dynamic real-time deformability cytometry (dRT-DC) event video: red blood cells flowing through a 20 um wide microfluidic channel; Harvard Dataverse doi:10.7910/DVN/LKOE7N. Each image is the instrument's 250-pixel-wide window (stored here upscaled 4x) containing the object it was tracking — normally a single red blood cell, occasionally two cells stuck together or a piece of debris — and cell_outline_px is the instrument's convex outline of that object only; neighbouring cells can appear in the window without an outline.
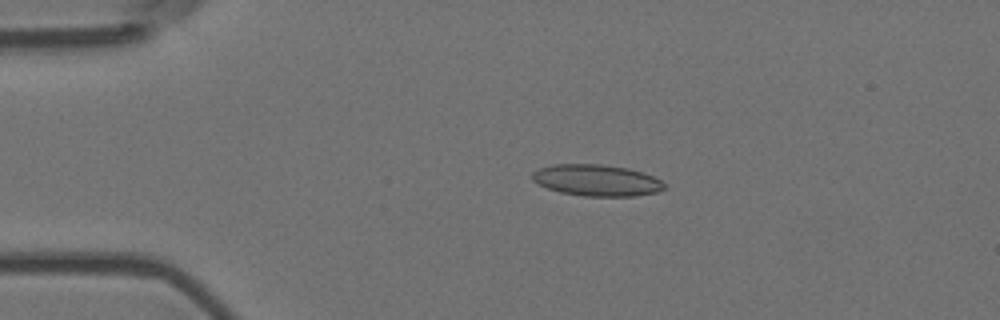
{"species": "Egyptian fruit bat (a non-hibernating species)", "species_latin": "Rousettus aegyptiacus", "temperature_condition": "room temperature", "stored_images_in_passage": 6, "camera_frame_rate_fps": 3000, "um_per_image_px": 0.085, "animal": {"sex": "female"}, "frame": {"image": 1, "passage_image": 4, "time_ms": 1.0, "image_size_px": [1000, 320], "cell_outline_px": [[668, 188], [656, 192], [632, 196], [584, 196], [560, 192], [548, 188], [532, 180], [532, 172], [540, 168], [552, 164], [600, 164], [628, 168], [644, 172], [660, 180]], "centroid_in_image_um": [50.73, 15.32], "position_along_channel_um": 34.3, "area_um2": 24.16}}
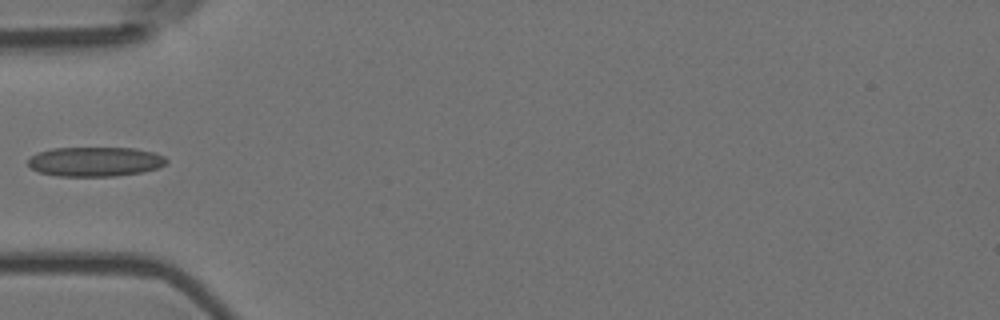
{"frame": {"image": 2, "passage_image": 6, "time_ms": 1.667, "image_size_px": [1000, 320], "cell_outline_px": [[168, 164], [156, 168], [140, 172], [116, 176], [56, 176], [40, 172], [32, 168], [28, 164], [28, 160], [36, 152], [52, 148], [132, 148], [152, 152], [164, 156], [168, 160]], "centroid_in_image_um": [8.08, 13.74], "position_along_channel_um": 76.9, "area_um2": 23.76}}